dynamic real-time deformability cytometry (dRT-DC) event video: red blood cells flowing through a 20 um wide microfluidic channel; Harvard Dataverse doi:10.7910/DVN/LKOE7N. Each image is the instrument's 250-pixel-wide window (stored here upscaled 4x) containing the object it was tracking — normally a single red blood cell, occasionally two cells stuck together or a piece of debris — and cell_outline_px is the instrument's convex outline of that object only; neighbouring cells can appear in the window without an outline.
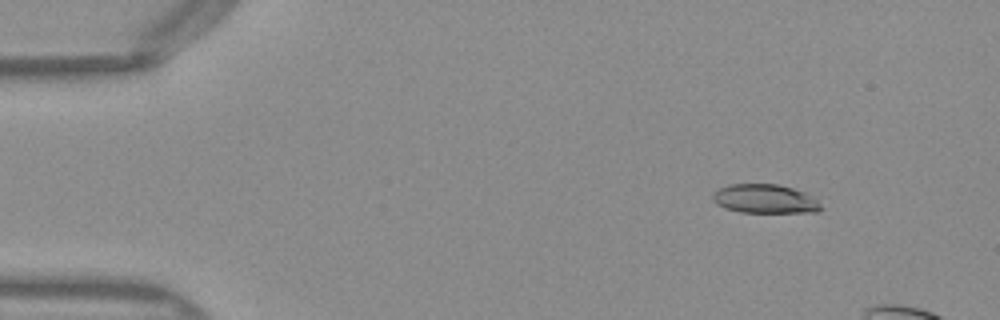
{"species": "Egyptian fruit bat (a non-hibernating species)", "species_latin": "Rousettus aegyptiacus", "temperature_condition": "warm", "stored_images_in_passage": 14, "camera_frame_rate_fps": 3000, "um_per_image_px": 0.085, "frame": {"image": 1, "passage_image": 7, "time_ms": 2.0, "image_size_px": [1000, 320], "cell_outline_px": [[824, 208], [816, 212], [740, 212], [724, 208], [716, 204], [712, 196], [720, 188], [732, 184], [776, 184], [792, 188], [804, 192], [816, 200]], "centroid_in_image_um": [65.02, 16.91], "position_along_channel_um": 20.0, "area_um2": 18.03}}